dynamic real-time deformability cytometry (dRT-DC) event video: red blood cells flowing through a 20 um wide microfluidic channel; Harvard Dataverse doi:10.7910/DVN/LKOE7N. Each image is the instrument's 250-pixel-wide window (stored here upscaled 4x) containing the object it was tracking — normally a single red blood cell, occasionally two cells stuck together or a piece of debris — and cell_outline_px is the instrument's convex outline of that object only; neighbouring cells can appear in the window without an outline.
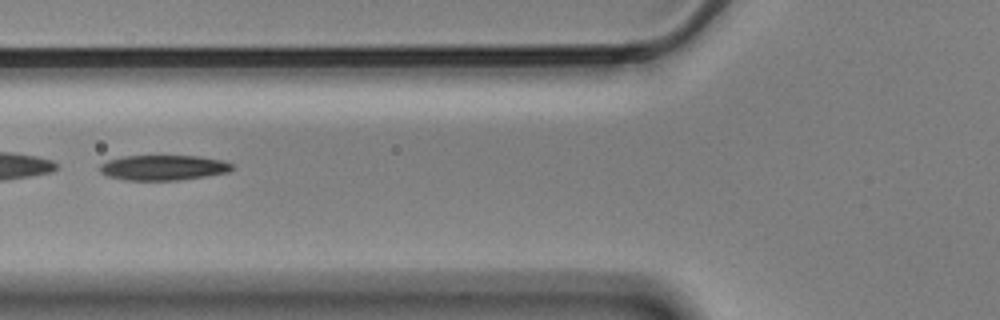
{"species": "Egyptian fruit bat (a non-hibernating species)", "species_latin": "Rousettus aegyptiacus", "temperature_condition": "cold", "stored_images_in_passage": 36, "camera_frame_rate_fps": 3000, "um_per_image_px": 0.085, "animal": {"sex": "male"}, "frame": {"image": 1, "passage_image": 6, "time_ms": 1.667, "image_size_px": [1000, 320], "cell_outline_px": [[232, 168], [228, 172], [180, 180], [124, 180], [108, 176], [100, 172], [100, 164], [108, 160], [120, 156], [200, 156], [220, 160], [232, 164]], "centroid_in_image_um": [13.83, 14.25], "position_along_channel_um": 112.0, "area_um2": 19.31}, "authors_computed_cell_mechanics": {"area_um2": 20.2011, "velocity_mm_per_s": 3.5043, "shape_relaxation_time_tau1_ms": 4.1801, "shape_relaxation_time_tau2_ms": 5.7345, "deformation_change_tau1": 0.1526, "deformation_change_tau2": 0.146}}